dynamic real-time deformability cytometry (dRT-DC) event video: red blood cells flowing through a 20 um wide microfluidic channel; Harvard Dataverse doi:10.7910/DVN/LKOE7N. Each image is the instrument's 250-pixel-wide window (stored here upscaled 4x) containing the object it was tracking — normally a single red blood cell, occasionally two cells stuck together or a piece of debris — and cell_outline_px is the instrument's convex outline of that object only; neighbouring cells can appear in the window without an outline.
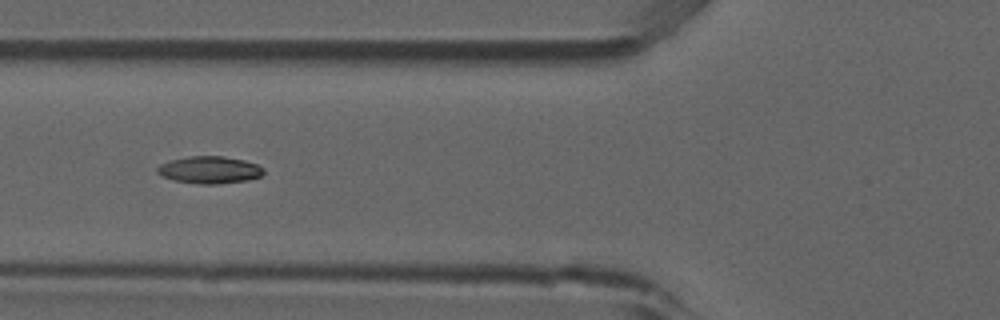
{"species": "common noctule bat (a hibernating species)", "species_latin": "Nyctalus noctula", "temperature_condition": "room temperature", "stored_images_in_passage": 9, "camera_frame_rate_fps": 3000, "um_per_image_px": 0.085, "animal": {"sex": "male", "forearm_length_mm": 52.5}, "frame": {"image": 1, "passage_image": 6, "time_ms": 1.667, "image_size_px": [1000, 320], "cell_outline_px": [[264, 172], [260, 176], [248, 180], [216, 184], [200, 184], [172, 180], [156, 172], [156, 168], [160, 164], [168, 160], [188, 156], [224, 156], [244, 160], [256, 164], [264, 168]], "centroid_in_image_um": [17.79, 14.43], "position_along_channel_um": 108.0, "area_um2": 16.94}}
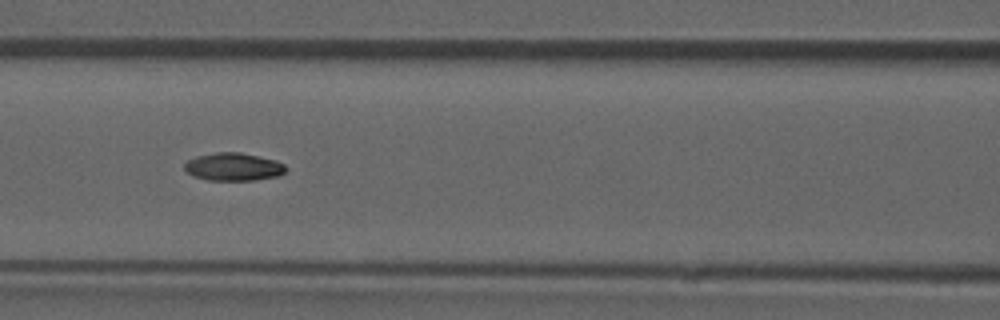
{"frame": {"image": 2, "passage_image": 7, "time_ms": 2.0, "image_size_px": [1000, 320], "cell_outline_px": [[288, 168], [280, 176], [256, 180], [208, 180], [192, 176], [184, 168], [184, 164], [188, 160], [196, 156], [216, 152], [240, 152], [260, 156], [276, 160], [284, 164]], "centroid_in_image_um": [19.87, 14.18], "position_along_channel_um": 146.7, "area_um2": 16.65}}